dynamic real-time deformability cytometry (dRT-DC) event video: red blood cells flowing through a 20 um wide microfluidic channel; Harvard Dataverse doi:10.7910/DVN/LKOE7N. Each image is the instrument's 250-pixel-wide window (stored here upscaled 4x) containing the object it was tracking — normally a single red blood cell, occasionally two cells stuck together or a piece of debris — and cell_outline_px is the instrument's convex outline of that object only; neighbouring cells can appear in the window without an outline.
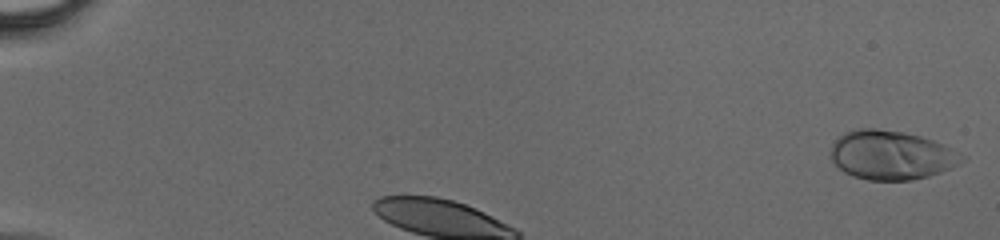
{"species": "human", "species_latin": "Homo sapiens", "temperature_condition": "cold", "stored_images_in_passage": 27, "camera_frame_rate_fps": 3000, "um_per_image_px": 0.085, "donor": {"sex": "male"}, "frame": {"image": 1, "passage_image": 1, "time_ms": 0.0, "image_size_px": [1000, 240], "cell_outline_px": [[968, 156], [964, 160], [940, 172], [928, 176], [912, 180], [868, 180], [852, 176], [844, 172], [832, 160], [832, 144], [840, 136], [848, 132], [860, 128], [876, 128], [904, 132], [920, 136], [944, 144]], "centroid_in_image_um": [75.79, 13.18], "position_along_channel_um": 9.2, "area_um2": 37.28}}
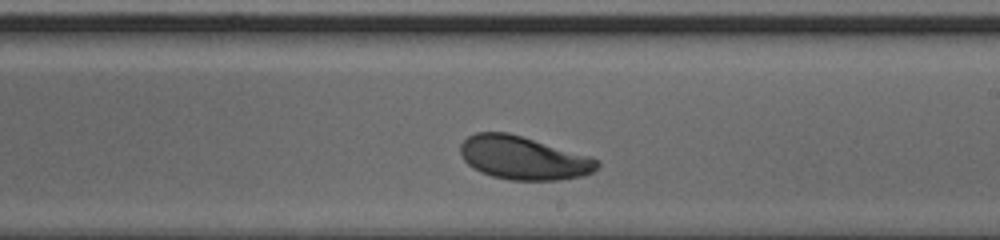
{"frame": {"image": 2, "passage_image": 17, "time_ms": 5.333, "image_size_px": [1000, 240], "cell_outline_px": [[600, 168], [584, 176], [560, 180], [512, 180], [492, 176], [480, 172], [468, 164], [464, 160], [460, 152], [460, 144], [468, 136], [476, 132], [508, 132], [592, 156], [600, 160]], "centroid_in_image_um": [44.53, 13.42], "position_along_channel_um": 244.5, "area_um2": 34.85}}
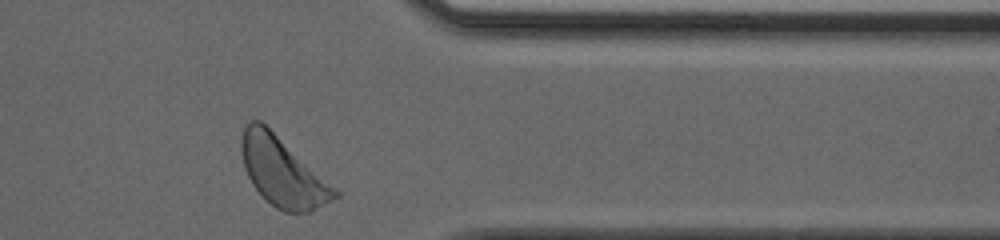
{"frame": {"image": 3, "passage_image": 27, "time_ms": 8.667, "image_size_px": [1000, 240], "cell_outline_px": [[340, 196], [312, 212], [284, 212], [276, 208], [252, 184], [244, 168], [240, 152], [240, 140], [244, 128], [248, 120], [260, 120], [340, 192]], "centroid_in_image_um": [24.0, 14.61], "position_along_channel_um": 387.4, "area_um2": 37.05}}